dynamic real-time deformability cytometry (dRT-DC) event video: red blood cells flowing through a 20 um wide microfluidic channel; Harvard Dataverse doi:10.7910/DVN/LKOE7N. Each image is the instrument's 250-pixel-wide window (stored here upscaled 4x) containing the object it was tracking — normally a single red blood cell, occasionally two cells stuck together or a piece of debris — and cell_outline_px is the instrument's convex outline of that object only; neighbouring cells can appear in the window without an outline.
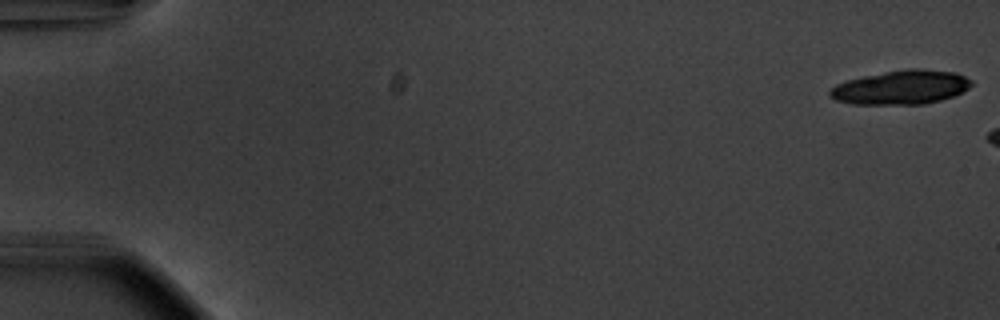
{"species": "common noctule bat (a hibernating species)", "species_latin": "Nyctalus noctula", "temperature_condition": "warm", "stored_images_in_passage": 6, "camera_frame_rate_fps": 3000, "um_per_image_px": 0.085, "animal": {"sex": "male", "body_mass_g": 20.1, "forearm_length_mm": 53.5}, "frame": {"image": 1, "passage_image": 1, "time_ms": 0.0, "image_size_px": [1000, 320], "cell_outline_px": [[972, 84], [968, 88], [952, 96], [940, 100], [924, 104], [852, 104], [836, 100], [828, 96], [828, 92], [836, 84], [848, 80], [864, 76], [884, 72], [908, 68], [920, 68], [956, 72], [972, 80]], "centroid_in_image_um": [76.59, 7.42], "position_along_channel_um": 8.4, "area_um2": 28.03}}